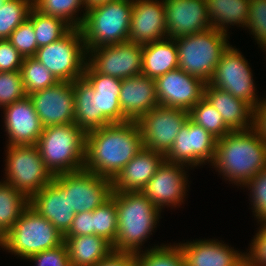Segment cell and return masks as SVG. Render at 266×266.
<instances>
[{
    "label": "cell",
    "instance_id": "6da1fadb",
    "mask_svg": "<svg viewBox=\"0 0 266 266\" xmlns=\"http://www.w3.org/2000/svg\"><path fill=\"white\" fill-rule=\"evenodd\" d=\"M143 148L137 121L111 123L86 133L83 169L113 179Z\"/></svg>",
    "mask_w": 266,
    "mask_h": 266
},
{
    "label": "cell",
    "instance_id": "7a4b0ae2",
    "mask_svg": "<svg viewBox=\"0 0 266 266\" xmlns=\"http://www.w3.org/2000/svg\"><path fill=\"white\" fill-rule=\"evenodd\" d=\"M211 165L224 179L244 187L253 176L266 169V143L253 128L230 131L217 139Z\"/></svg>",
    "mask_w": 266,
    "mask_h": 266
},
{
    "label": "cell",
    "instance_id": "3957f363",
    "mask_svg": "<svg viewBox=\"0 0 266 266\" xmlns=\"http://www.w3.org/2000/svg\"><path fill=\"white\" fill-rule=\"evenodd\" d=\"M115 204L118 232L113 251L132 254L143 251L142 245L154 232L161 211L141 191H115Z\"/></svg>",
    "mask_w": 266,
    "mask_h": 266
},
{
    "label": "cell",
    "instance_id": "277c9868",
    "mask_svg": "<svg viewBox=\"0 0 266 266\" xmlns=\"http://www.w3.org/2000/svg\"><path fill=\"white\" fill-rule=\"evenodd\" d=\"M86 133L75 123L43 127L36 146L53 175L82 170Z\"/></svg>",
    "mask_w": 266,
    "mask_h": 266
},
{
    "label": "cell",
    "instance_id": "5b68a950",
    "mask_svg": "<svg viewBox=\"0 0 266 266\" xmlns=\"http://www.w3.org/2000/svg\"><path fill=\"white\" fill-rule=\"evenodd\" d=\"M228 34L213 27L191 35L174 38L178 51V68L206 84L229 47Z\"/></svg>",
    "mask_w": 266,
    "mask_h": 266
},
{
    "label": "cell",
    "instance_id": "8992f818",
    "mask_svg": "<svg viewBox=\"0 0 266 266\" xmlns=\"http://www.w3.org/2000/svg\"><path fill=\"white\" fill-rule=\"evenodd\" d=\"M133 0H115L85 11L80 30L86 52L128 41Z\"/></svg>",
    "mask_w": 266,
    "mask_h": 266
},
{
    "label": "cell",
    "instance_id": "52a82bcc",
    "mask_svg": "<svg viewBox=\"0 0 266 266\" xmlns=\"http://www.w3.org/2000/svg\"><path fill=\"white\" fill-rule=\"evenodd\" d=\"M63 242L64 236L55 226L29 205L6 233L2 248L22 259H28Z\"/></svg>",
    "mask_w": 266,
    "mask_h": 266
},
{
    "label": "cell",
    "instance_id": "ba28073f",
    "mask_svg": "<svg viewBox=\"0 0 266 266\" xmlns=\"http://www.w3.org/2000/svg\"><path fill=\"white\" fill-rule=\"evenodd\" d=\"M6 148L4 182L29 199L54 179L36 145H6Z\"/></svg>",
    "mask_w": 266,
    "mask_h": 266
},
{
    "label": "cell",
    "instance_id": "9c48e42d",
    "mask_svg": "<svg viewBox=\"0 0 266 266\" xmlns=\"http://www.w3.org/2000/svg\"><path fill=\"white\" fill-rule=\"evenodd\" d=\"M33 57L59 81L73 82L82 78L87 52L80 28H72L59 40L39 47Z\"/></svg>",
    "mask_w": 266,
    "mask_h": 266
},
{
    "label": "cell",
    "instance_id": "30bf717a",
    "mask_svg": "<svg viewBox=\"0 0 266 266\" xmlns=\"http://www.w3.org/2000/svg\"><path fill=\"white\" fill-rule=\"evenodd\" d=\"M66 193L71 210L90 212L107 201L112 194V179L85 169L54 175L53 179Z\"/></svg>",
    "mask_w": 266,
    "mask_h": 266
},
{
    "label": "cell",
    "instance_id": "8fae6325",
    "mask_svg": "<svg viewBox=\"0 0 266 266\" xmlns=\"http://www.w3.org/2000/svg\"><path fill=\"white\" fill-rule=\"evenodd\" d=\"M208 83L247 102L253 109L262 100L255 93L253 74L248 61L232 45L222 54Z\"/></svg>",
    "mask_w": 266,
    "mask_h": 266
},
{
    "label": "cell",
    "instance_id": "7c38bea8",
    "mask_svg": "<svg viewBox=\"0 0 266 266\" xmlns=\"http://www.w3.org/2000/svg\"><path fill=\"white\" fill-rule=\"evenodd\" d=\"M188 119L186 110L160 105L155 107L137 121L144 147L165 155Z\"/></svg>",
    "mask_w": 266,
    "mask_h": 266
},
{
    "label": "cell",
    "instance_id": "4fadbf2b",
    "mask_svg": "<svg viewBox=\"0 0 266 266\" xmlns=\"http://www.w3.org/2000/svg\"><path fill=\"white\" fill-rule=\"evenodd\" d=\"M87 57V62L100 74L120 80L141 75V44L126 41L104 45L90 49Z\"/></svg>",
    "mask_w": 266,
    "mask_h": 266
},
{
    "label": "cell",
    "instance_id": "5bb4252c",
    "mask_svg": "<svg viewBox=\"0 0 266 266\" xmlns=\"http://www.w3.org/2000/svg\"><path fill=\"white\" fill-rule=\"evenodd\" d=\"M217 138L188 119L181 127L165 160L185 167H197L208 161L212 163L215 157Z\"/></svg>",
    "mask_w": 266,
    "mask_h": 266
},
{
    "label": "cell",
    "instance_id": "9a60e30c",
    "mask_svg": "<svg viewBox=\"0 0 266 266\" xmlns=\"http://www.w3.org/2000/svg\"><path fill=\"white\" fill-rule=\"evenodd\" d=\"M43 127L74 123L73 82L59 81L54 86L28 95Z\"/></svg>",
    "mask_w": 266,
    "mask_h": 266
},
{
    "label": "cell",
    "instance_id": "2e32d148",
    "mask_svg": "<svg viewBox=\"0 0 266 266\" xmlns=\"http://www.w3.org/2000/svg\"><path fill=\"white\" fill-rule=\"evenodd\" d=\"M160 106L190 111L203 97L206 83L175 69L155 79Z\"/></svg>",
    "mask_w": 266,
    "mask_h": 266
},
{
    "label": "cell",
    "instance_id": "e0dca14e",
    "mask_svg": "<svg viewBox=\"0 0 266 266\" xmlns=\"http://www.w3.org/2000/svg\"><path fill=\"white\" fill-rule=\"evenodd\" d=\"M184 166L164 160L155 175L142 189L141 192L160 211L165 206L177 207L184 202L188 184Z\"/></svg>",
    "mask_w": 266,
    "mask_h": 266
},
{
    "label": "cell",
    "instance_id": "ac0fdd59",
    "mask_svg": "<svg viewBox=\"0 0 266 266\" xmlns=\"http://www.w3.org/2000/svg\"><path fill=\"white\" fill-rule=\"evenodd\" d=\"M167 38L191 35L211 28L206 0H163Z\"/></svg>",
    "mask_w": 266,
    "mask_h": 266
},
{
    "label": "cell",
    "instance_id": "d6986e66",
    "mask_svg": "<svg viewBox=\"0 0 266 266\" xmlns=\"http://www.w3.org/2000/svg\"><path fill=\"white\" fill-rule=\"evenodd\" d=\"M167 38L163 0H133L128 41L148 44Z\"/></svg>",
    "mask_w": 266,
    "mask_h": 266
},
{
    "label": "cell",
    "instance_id": "ffe728a7",
    "mask_svg": "<svg viewBox=\"0 0 266 266\" xmlns=\"http://www.w3.org/2000/svg\"><path fill=\"white\" fill-rule=\"evenodd\" d=\"M3 110L7 145H36L43 126L30 98L27 96L3 107Z\"/></svg>",
    "mask_w": 266,
    "mask_h": 266
},
{
    "label": "cell",
    "instance_id": "44dd1931",
    "mask_svg": "<svg viewBox=\"0 0 266 266\" xmlns=\"http://www.w3.org/2000/svg\"><path fill=\"white\" fill-rule=\"evenodd\" d=\"M219 240H193L177 243L184 266H246V256Z\"/></svg>",
    "mask_w": 266,
    "mask_h": 266
},
{
    "label": "cell",
    "instance_id": "7402d4cb",
    "mask_svg": "<svg viewBox=\"0 0 266 266\" xmlns=\"http://www.w3.org/2000/svg\"><path fill=\"white\" fill-rule=\"evenodd\" d=\"M119 103L128 121H138L159 106L155 79L142 74L122 79Z\"/></svg>",
    "mask_w": 266,
    "mask_h": 266
},
{
    "label": "cell",
    "instance_id": "603a6c76",
    "mask_svg": "<svg viewBox=\"0 0 266 266\" xmlns=\"http://www.w3.org/2000/svg\"><path fill=\"white\" fill-rule=\"evenodd\" d=\"M29 205L64 235L75 216L65 191L52 180L29 199Z\"/></svg>",
    "mask_w": 266,
    "mask_h": 266
},
{
    "label": "cell",
    "instance_id": "cb8c5ba5",
    "mask_svg": "<svg viewBox=\"0 0 266 266\" xmlns=\"http://www.w3.org/2000/svg\"><path fill=\"white\" fill-rule=\"evenodd\" d=\"M164 160V154L144 147L112 179L113 191H142Z\"/></svg>",
    "mask_w": 266,
    "mask_h": 266
},
{
    "label": "cell",
    "instance_id": "d4e9b609",
    "mask_svg": "<svg viewBox=\"0 0 266 266\" xmlns=\"http://www.w3.org/2000/svg\"><path fill=\"white\" fill-rule=\"evenodd\" d=\"M83 77L94 88V94H97L98 112L110 123L128 121L123 116L119 103L122 80L98 73L88 62L85 65Z\"/></svg>",
    "mask_w": 266,
    "mask_h": 266
},
{
    "label": "cell",
    "instance_id": "484cf974",
    "mask_svg": "<svg viewBox=\"0 0 266 266\" xmlns=\"http://www.w3.org/2000/svg\"><path fill=\"white\" fill-rule=\"evenodd\" d=\"M204 98L216 108L232 131L253 127V108L247 102L209 83L205 85Z\"/></svg>",
    "mask_w": 266,
    "mask_h": 266
},
{
    "label": "cell",
    "instance_id": "4316f807",
    "mask_svg": "<svg viewBox=\"0 0 266 266\" xmlns=\"http://www.w3.org/2000/svg\"><path fill=\"white\" fill-rule=\"evenodd\" d=\"M74 87V123L85 133L111 124L98 112L97 94L84 78L73 81Z\"/></svg>",
    "mask_w": 266,
    "mask_h": 266
},
{
    "label": "cell",
    "instance_id": "83f0119b",
    "mask_svg": "<svg viewBox=\"0 0 266 266\" xmlns=\"http://www.w3.org/2000/svg\"><path fill=\"white\" fill-rule=\"evenodd\" d=\"M64 243L72 266H94L113 252L109 241L94 234L64 236Z\"/></svg>",
    "mask_w": 266,
    "mask_h": 266
},
{
    "label": "cell",
    "instance_id": "f1b7e54d",
    "mask_svg": "<svg viewBox=\"0 0 266 266\" xmlns=\"http://www.w3.org/2000/svg\"><path fill=\"white\" fill-rule=\"evenodd\" d=\"M141 74L149 78L166 74L178 68V51L173 38L142 45Z\"/></svg>",
    "mask_w": 266,
    "mask_h": 266
},
{
    "label": "cell",
    "instance_id": "f546056e",
    "mask_svg": "<svg viewBox=\"0 0 266 266\" xmlns=\"http://www.w3.org/2000/svg\"><path fill=\"white\" fill-rule=\"evenodd\" d=\"M211 27L227 33L229 24L247 27L250 0H206Z\"/></svg>",
    "mask_w": 266,
    "mask_h": 266
},
{
    "label": "cell",
    "instance_id": "4dcf8cb0",
    "mask_svg": "<svg viewBox=\"0 0 266 266\" xmlns=\"http://www.w3.org/2000/svg\"><path fill=\"white\" fill-rule=\"evenodd\" d=\"M29 206V198L10 184L0 181V227L7 233Z\"/></svg>",
    "mask_w": 266,
    "mask_h": 266
},
{
    "label": "cell",
    "instance_id": "1f68e13d",
    "mask_svg": "<svg viewBox=\"0 0 266 266\" xmlns=\"http://www.w3.org/2000/svg\"><path fill=\"white\" fill-rule=\"evenodd\" d=\"M28 20L33 24L38 47L59 40L73 28L65 20L42 14L34 7L30 10Z\"/></svg>",
    "mask_w": 266,
    "mask_h": 266
},
{
    "label": "cell",
    "instance_id": "d6a6232c",
    "mask_svg": "<svg viewBox=\"0 0 266 266\" xmlns=\"http://www.w3.org/2000/svg\"><path fill=\"white\" fill-rule=\"evenodd\" d=\"M33 7L42 14L65 20L73 28H80L85 17L83 0H33ZM82 8V16L76 17Z\"/></svg>",
    "mask_w": 266,
    "mask_h": 266
},
{
    "label": "cell",
    "instance_id": "836d02e7",
    "mask_svg": "<svg viewBox=\"0 0 266 266\" xmlns=\"http://www.w3.org/2000/svg\"><path fill=\"white\" fill-rule=\"evenodd\" d=\"M27 95L54 86L59 80L36 58H24L20 68Z\"/></svg>",
    "mask_w": 266,
    "mask_h": 266
},
{
    "label": "cell",
    "instance_id": "e575fe53",
    "mask_svg": "<svg viewBox=\"0 0 266 266\" xmlns=\"http://www.w3.org/2000/svg\"><path fill=\"white\" fill-rule=\"evenodd\" d=\"M188 113L191 121L202 126L217 139L232 131L224 123L221 114L204 97Z\"/></svg>",
    "mask_w": 266,
    "mask_h": 266
},
{
    "label": "cell",
    "instance_id": "d590c367",
    "mask_svg": "<svg viewBox=\"0 0 266 266\" xmlns=\"http://www.w3.org/2000/svg\"><path fill=\"white\" fill-rule=\"evenodd\" d=\"M115 204V191L102 205L93 210V234L105 238L112 245L118 232V219Z\"/></svg>",
    "mask_w": 266,
    "mask_h": 266
},
{
    "label": "cell",
    "instance_id": "8d00e7d4",
    "mask_svg": "<svg viewBox=\"0 0 266 266\" xmlns=\"http://www.w3.org/2000/svg\"><path fill=\"white\" fill-rule=\"evenodd\" d=\"M32 8L33 0H8L0 8V40L8 39L28 19Z\"/></svg>",
    "mask_w": 266,
    "mask_h": 266
},
{
    "label": "cell",
    "instance_id": "74e56055",
    "mask_svg": "<svg viewBox=\"0 0 266 266\" xmlns=\"http://www.w3.org/2000/svg\"><path fill=\"white\" fill-rule=\"evenodd\" d=\"M135 255L137 266H184L182 252L177 244H157Z\"/></svg>",
    "mask_w": 266,
    "mask_h": 266
},
{
    "label": "cell",
    "instance_id": "f35d334b",
    "mask_svg": "<svg viewBox=\"0 0 266 266\" xmlns=\"http://www.w3.org/2000/svg\"><path fill=\"white\" fill-rule=\"evenodd\" d=\"M20 71L0 72V107L27 97Z\"/></svg>",
    "mask_w": 266,
    "mask_h": 266
},
{
    "label": "cell",
    "instance_id": "ab89813d",
    "mask_svg": "<svg viewBox=\"0 0 266 266\" xmlns=\"http://www.w3.org/2000/svg\"><path fill=\"white\" fill-rule=\"evenodd\" d=\"M244 186L250 190V202L258 224L266 223V169L253 176Z\"/></svg>",
    "mask_w": 266,
    "mask_h": 266
},
{
    "label": "cell",
    "instance_id": "60d3db41",
    "mask_svg": "<svg viewBox=\"0 0 266 266\" xmlns=\"http://www.w3.org/2000/svg\"><path fill=\"white\" fill-rule=\"evenodd\" d=\"M24 57H33L39 48L33 24L27 19L21 23L7 39Z\"/></svg>",
    "mask_w": 266,
    "mask_h": 266
},
{
    "label": "cell",
    "instance_id": "b9f144b4",
    "mask_svg": "<svg viewBox=\"0 0 266 266\" xmlns=\"http://www.w3.org/2000/svg\"><path fill=\"white\" fill-rule=\"evenodd\" d=\"M257 44L266 47V0H250L247 27Z\"/></svg>",
    "mask_w": 266,
    "mask_h": 266
},
{
    "label": "cell",
    "instance_id": "7bdbcfd3",
    "mask_svg": "<svg viewBox=\"0 0 266 266\" xmlns=\"http://www.w3.org/2000/svg\"><path fill=\"white\" fill-rule=\"evenodd\" d=\"M27 260L34 261L36 266H72L64 242L52 249L36 253Z\"/></svg>",
    "mask_w": 266,
    "mask_h": 266
},
{
    "label": "cell",
    "instance_id": "ee69618b",
    "mask_svg": "<svg viewBox=\"0 0 266 266\" xmlns=\"http://www.w3.org/2000/svg\"><path fill=\"white\" fill-rule=\"evenodd\" d=\"M260 224L249 252H245L246 266H266V223Z\"/></svg>",
    "mask_w": 266,
    "mask_h": 266
},
{
    "label": "cell",
    "instance_id": "f6af8a7d",
    "mask_svg": "<svg viewBox=\"0 0 266 266\" xmlns=\"http://www.w3.org/2000/svg\"><path fill=\"white\" fill-rule=\"evenodd\" d=\"M24 57L7 40H0V72L20 71Z\"/></svg>",
    "mask_w": 266,
    "mask_h": 266
},
{
    "label": "cell",
    "instance_id": "bcb514c9",
    "mask_svg": "<svg viewBox=\"0 0 266 266\" xmlns=\"http://www.w3.org/2000/svg\"><path fill=\"white\" fill-rule=\"evenodd\" d=\"M93 234V211L75 214L69 230L63 236Z\"/></svg>",
    "mask_w": 266,
    "mask_h": 266
},
{
    "label": "cell",
    "instance_id": "7dc6e473",
    "mask_svg": "<svg viewBox=\"0 0 266 266\" xmlns=\"http://www.w3.org/2000/svg\"><path fill=\"white\" fill-rule=\"evenodd\" d=\"M94 266H137V260L135 254L113 251Z\"/></svg>",
    "mask_w": 266,
    "mask_h": 266
},
{
    "label": "cell",
    "instance_id": "c3c4849f",
    "mask_svg": "<svg viewBox=\"0 0 266 266\" xmlns=\"http://www.w3.org/2000/svg\"><path fill=\"white\" fill-rule=\"evenodd\" d=\"M266 143V98L253 109V127Z\"/></svg>",
    "mask_w": 266,
    "mask_h": 266
},
{
    "label": "cell",
    "instance_id": "681fc988",
    "mask_svg": "<svg viewBox=\"0 0 266 266\" xmlns=\"http://www.w3.org/2000/svg\"><path fill=\"white\" fill-rule=\"evenodd\" d=\"M115 0H83L85 11Z\"/></svg>",
    "mask_w": 266,
    "mask_h": 266
},
{
    "label": "cell",
    "instance_id": "f907efd6",
    "mask_svg": "<svg viewBox=\"0 0 266 266\" xmlns=\"http://www.w3.org/2000/svg\"><path fill=\"white\" fill-rule=\"evenodd\" d=\"M6 240V232L0 227V246L1 248L4 246Z\"/></svg>",
    "mask_w": 266,
    "mask_h": 266
},
{
    "label": "cell",
    "instance_id": "816d5d0a",
    "mask_svg": "<svg viewBox=\"0 0 266 266\" xmlns=\"http://www.w3.org/2000/svg\"><path fill=\"white\" fill-rule=\"evenodd\" d=\"M8 0H0V8L7 2Z\"/></svg>",
    "mask_w": 266,
    "mask_h": 266
}]
</instances>
